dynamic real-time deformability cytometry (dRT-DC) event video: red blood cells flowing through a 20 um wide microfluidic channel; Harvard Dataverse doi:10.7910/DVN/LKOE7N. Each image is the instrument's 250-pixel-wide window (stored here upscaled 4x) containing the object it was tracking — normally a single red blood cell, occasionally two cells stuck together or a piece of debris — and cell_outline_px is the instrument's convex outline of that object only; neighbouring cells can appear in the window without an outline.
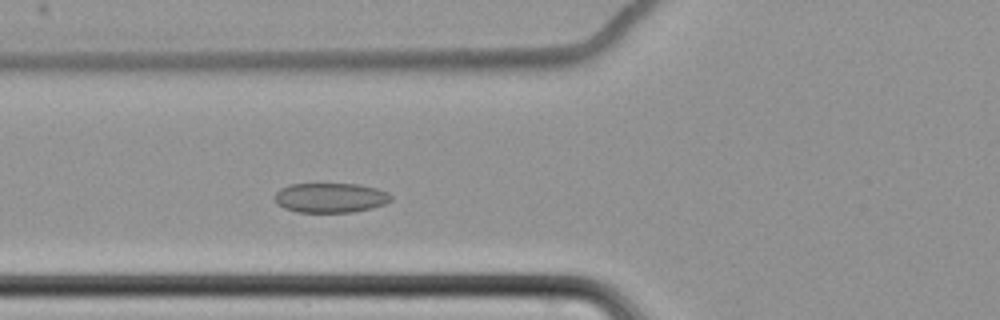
{"species": "common noctule bat (a hibernating species)", "species_latin": "Nyctalus noctula", "temperature_condition": "cold", "stored_images_in_passage": 54, "camera_frame_rate_fps": 3000, "um_per_image_px": 0.085, "animal": {"sex": "female", "body_mass_g": 22.7, "forearm_length_mm": 54.2}, "frame": {"image": 1, "passage_image": 17, "time_ms": 5.333, "image_size_px": [1000, 320], "cell_outline_px": [[392, 200], [384, 204], [372, 208], [352, 212], [296, 212], [284, 208], [276, 204], [272, 196], [280, 188], [288, 184], [356, 184], [376, 188], [388, 192], [392, 196]], "centroid_in_image_um": [28.04, 16.81], "position_along_channel_um": 97.8, "area_um2": 20.35}}
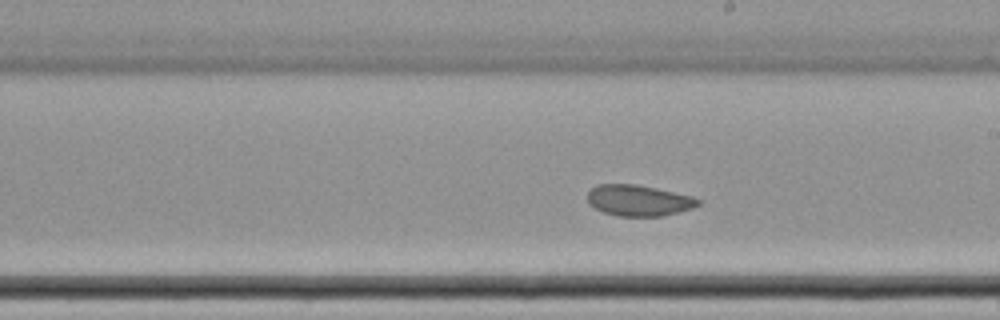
{"frame": {"image": 2, "passage_image": 29, "time_ms": 9.333, "image_size_px": [1000, 320], "cell_outline_px": [[700, 204], [692, 208], [660, 216], [616, 216], [604, 212], [588, 204], [588, 192], [596, 184], [636, 184], [656, 188], [692, 196], [700, 200]], "centroid_in_image_um": [54.26, 17.03], "position_along_channel_um": 234.7, "area_um2": 19.88}}
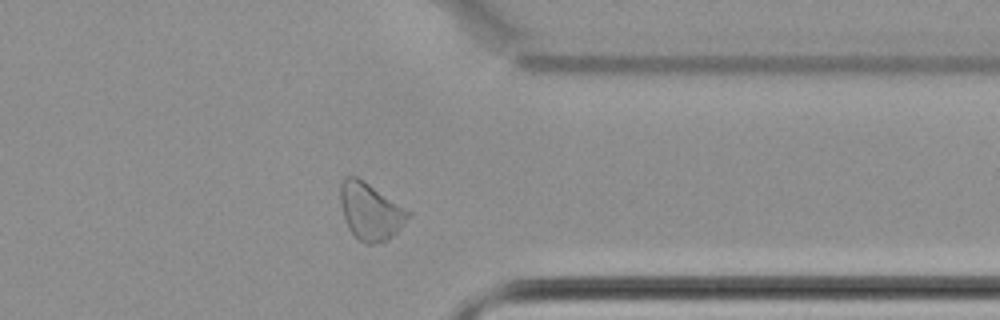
{"frame": {"image": 3, "passage_image": 42, "time_ms": 13.667, "image_size_px": [1000, 320], "cell_outline_px": [[412, 212], [400, 228], [388, 240], [372, 244], [368, 244], [360, 240], [348, 228], [344, 220], [340, 200], [340, 184], [344, 176], [356, 176], [364, 180]], "centroid_in_image_um": [31.46, 17.94], "position_along_channel_um": 379.9, "area_um2": 22.48}, "authors_computed_cell_mechanics": {"area_um2": 21.5594, "velocity_mm_per_s": 3.4307, "shape_relaxation_time_tau1_ms": null, "shape_relaxation_time_tau2_ms": 2.0864, "deformation_change_tau1": null, "deformation_change_tau2": 0.0683}}